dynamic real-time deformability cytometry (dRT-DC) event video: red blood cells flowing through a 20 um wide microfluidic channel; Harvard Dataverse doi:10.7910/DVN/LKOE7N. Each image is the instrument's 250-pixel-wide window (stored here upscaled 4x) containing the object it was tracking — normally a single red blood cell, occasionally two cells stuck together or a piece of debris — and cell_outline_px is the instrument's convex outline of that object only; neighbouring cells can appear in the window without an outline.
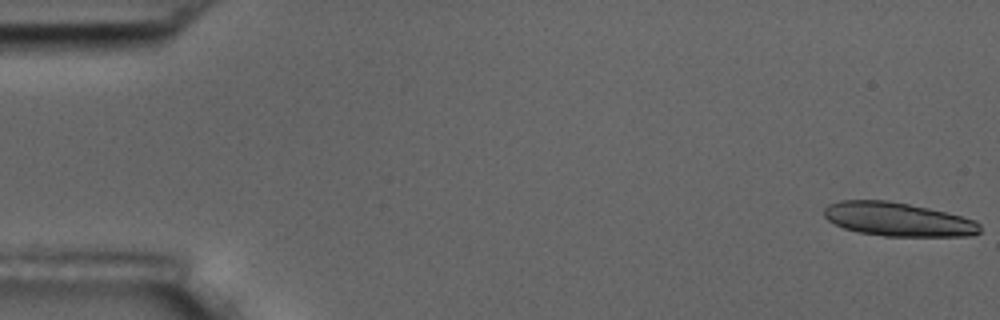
{"species": "common noctule bat (a hibernating species)", "species_latin": "Nyctalus noctula", "temperature_condition": "room temperature", "stored_images_in_passage": 6, "camera_frame_rate_fps": 3000, "um_per_image_px": 0.085, "animal": {"sex": "male", "body_mass_g": 17.5, "forearm_length_mm": 52.3}, "frame": {"image": 1, "passage_image": 1, "time_ms": 0.0, "image_size_px": [1000, 320], "cell_outline_px": [[980, 232], [972, 236], [884, 236], [856, 232], [844, 228], [828, 220], [824, 216], [824, 208], [828, 204], [840, 200], [888, 200], [928, 208], [976, 220], [980, 224]], "centroid_in_image_um": [76.31, 18.65], "position_along_channel_um": 8.7, "area_um2": 30.63}}
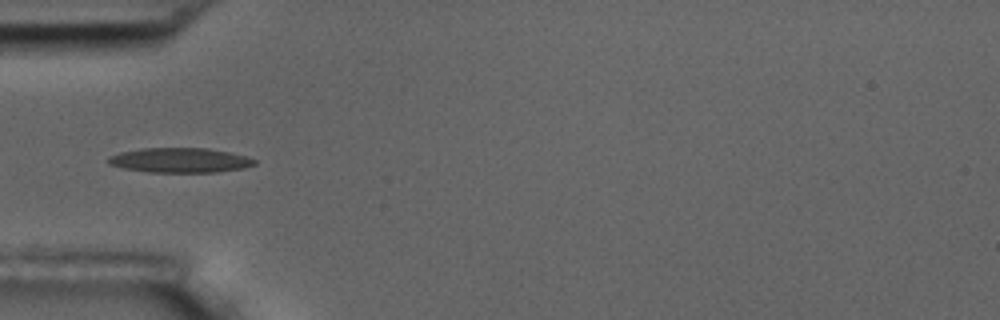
{"frame": {"image": 2, "passage_image": 6, "time_ms": 6.0, "image_size_px": [1000, 320], "cell_outline_px": [[256, 164], [244, 168], [216, 172], [148, 172], [124, 168], [108, 164], [108, 156], [120, 152], [140, 148], [208, 148], [228, 152], [244, 156], [256, 160]], "centroid_in_image_um": [15.27, 13.62], "position_along_channel_um": 69.7, "area_um2": 21.04}}